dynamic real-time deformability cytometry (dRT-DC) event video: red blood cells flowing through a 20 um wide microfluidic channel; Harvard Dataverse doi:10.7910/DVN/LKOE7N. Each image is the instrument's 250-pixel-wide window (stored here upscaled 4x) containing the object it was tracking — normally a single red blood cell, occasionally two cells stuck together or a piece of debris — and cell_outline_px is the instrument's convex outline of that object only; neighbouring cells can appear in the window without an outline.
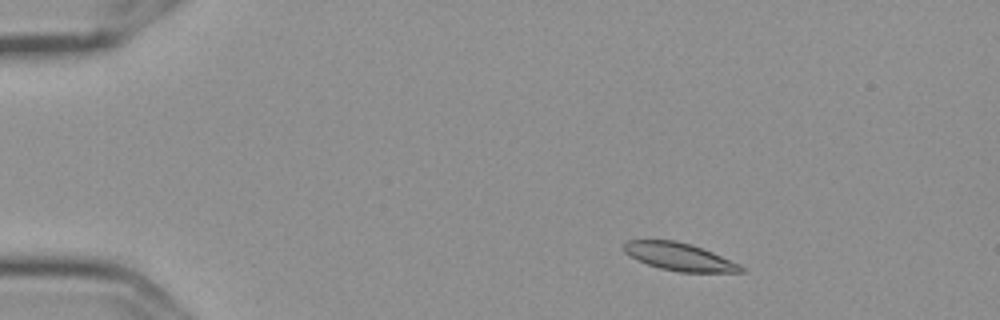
{"species": "Egyptian fruit bat (a non-hibernating species)", "species_latin": "Rousettus aegyptiacus", "temperature_condition": "cold", "stored_images_in_passage": 8, "camera_frame_rate_fps": 3000, "um_per_image_px": 0.085, "frame": {"image": 1, "passage_image": 2, "time_ms": 0.333, "image_size_px": [1000, 320], "cell_outline_px": [[744, 272], [680, 272], [660, 268], [636, 260], [624, 252], [620, 248], [620, 244], [624, 240], [676, 240], [692, 244], [712, 252], [740, 264], [744, 268]], "centroid_in_image_um": [57.67, 21.8], "position_along_channel_um": 27.3, "area_um2": 19.13}}
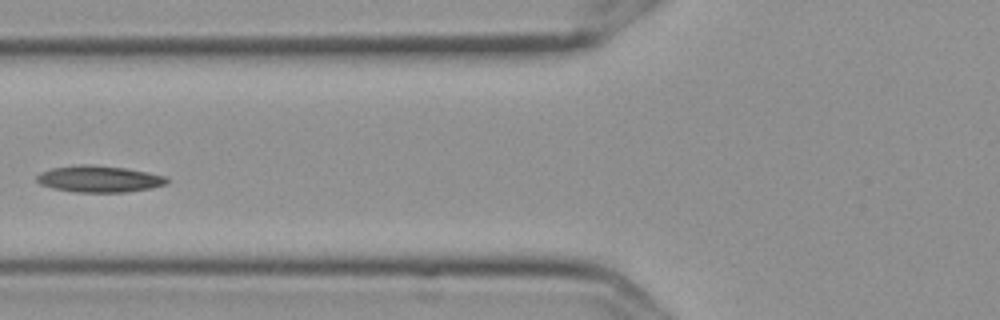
{"frame": {"image": 2, "passage_image": 6, "time_ms": 1.667, "image_size_px": [1000, 320], "cell_outline_px": [[172, 180], [168, 184], [152, 188], [124, 192], [76, 192], [52, 188], [40, 184], [36, 180], [36, 176], [40, 172], [52, 168], [80, 164], [92, 164], [124, 168], [148, 172], [168, 176]], "centroid_in_image_um": [8.48, 15.21], "position_along_channel_um": 117.3, "area_um2": 20.4}}
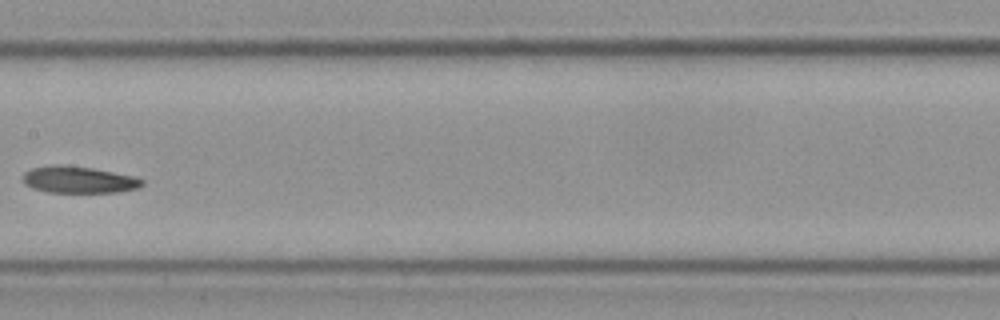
{"frame": {"image": 3, "passage_image": 8, "time_ms": 2.333, "image_size_px": [1000, 320], "cell_outline_px": [[144, 184], [140, 188], [116, 192], [48, 192], [32, 188], [24, 184], [20, 180], [24, 172], [32, 168], [56, 164], [60, 164], [92, 168], [132, 176], [144, 180]], "centroid_in_image_um": [6.64, 15.28], "position_along_channel_um": 200.8, "area_um2": 18.67}}